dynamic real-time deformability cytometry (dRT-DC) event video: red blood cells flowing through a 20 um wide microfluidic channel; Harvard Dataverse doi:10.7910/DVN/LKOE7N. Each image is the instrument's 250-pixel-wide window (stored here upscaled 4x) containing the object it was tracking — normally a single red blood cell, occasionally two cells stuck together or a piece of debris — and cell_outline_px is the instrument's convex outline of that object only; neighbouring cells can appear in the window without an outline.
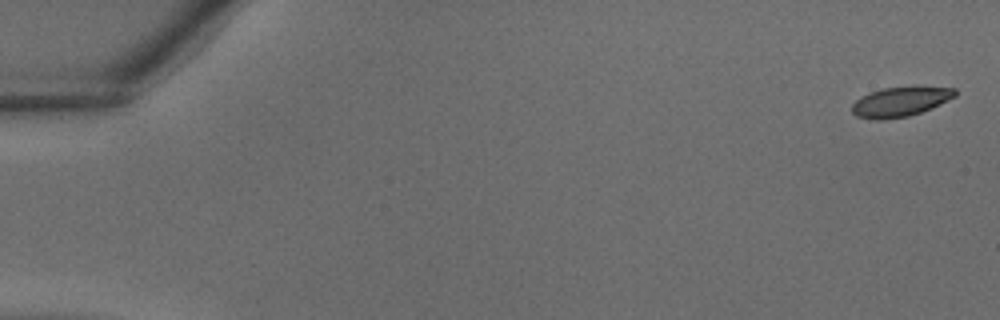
{"species": "common noctule bat (a hibernating species)", "species_latin": "Nyctalus noctula", "temperature_condition": "warm", "stored_images_in_passage": 38, "camera_frame_rate_fps": 3000, "um_per_image_px": 0.085, "animal": {"sex": "male", "body_mass_g": 18.8}, "frame": {"image": 1, "passage_image": 1, "time_ms": 0.0, "image_size_px": [1000, 320], "cell_outline_px": [[956, 96], [932, 108], [908, 116], [880, 120], [876, 120], [856, 116], [852, 112], [852, 104], [860, 96], [884, 88], [956, 88]], "centroid_in_image_um": [76.48, 8.68], "position_along_channel_um": 8.5, "area_um2": 17.28}}
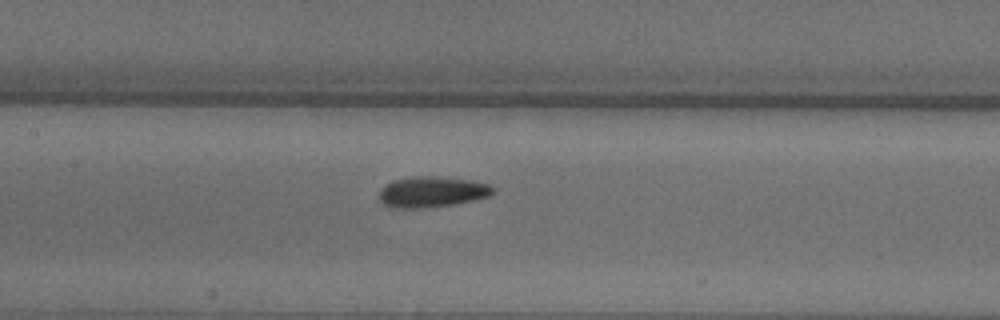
{"frame": {"image": 2, "passage_image": 19, "time_ms": 6.0, "image_size_px": [1000, 320], "cell_outline_px": [[492, 192], [488, 196], [472, 200], [452, 204], [424, 208], [388, 208], [380, 200], [380, 188], [384, 184], [392, 180], [412, 176], [432, 176], [468, 180], [488, 184], [492, 188]], "centroid_in_image_um": [36.61, 16.31], "position_along_channel_um": 170.8, "area_um2": 20.23}}
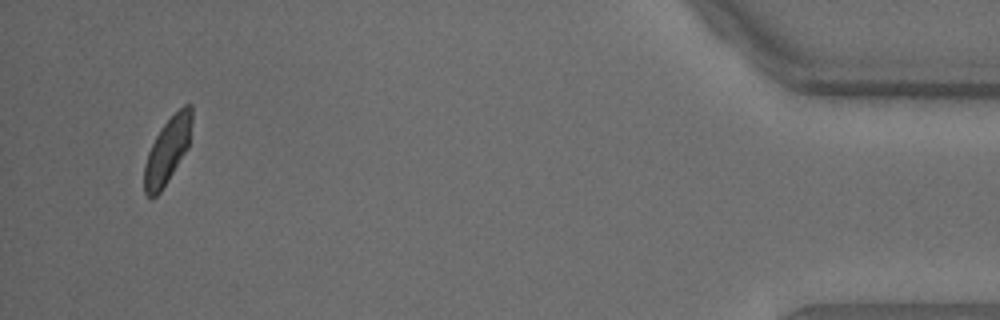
{"frame": {"image": 3, "passage_image": 37, "time_ms": 12.0, "image_size_px": [1000, 320], "cell_outline_px": [[192, 120], [188, 148], [168, 180], [160, 192], [152, 200], [144, 192], [144, 164], [148, 152], [156, 136], [164, 124], [184, 104], [192, 104]], "centroid_in_image_um": [14.23, 12.81], "position_along_channel_um": 421.0, "area_um2": 18.09}}